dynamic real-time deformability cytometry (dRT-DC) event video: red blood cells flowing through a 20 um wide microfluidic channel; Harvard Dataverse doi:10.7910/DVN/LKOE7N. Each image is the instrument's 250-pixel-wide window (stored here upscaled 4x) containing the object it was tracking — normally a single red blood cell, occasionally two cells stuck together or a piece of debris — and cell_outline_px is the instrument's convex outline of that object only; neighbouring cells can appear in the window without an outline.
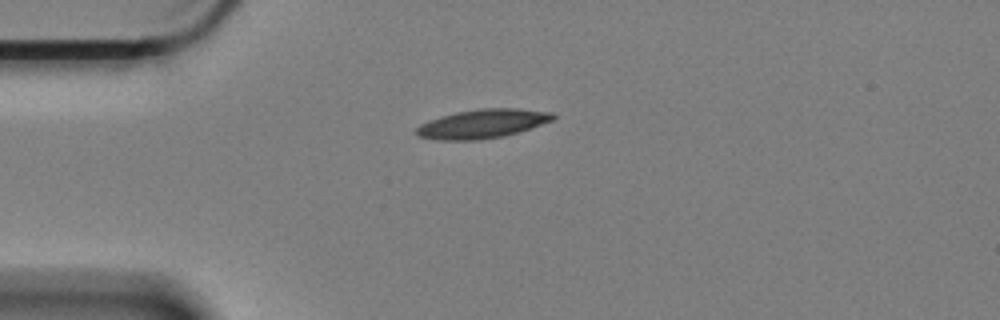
{"species": "Egyptian fruit bat (a non-hibernating species)", "species_latin": "Rousettus aegyptiacus", "temperature_condition": "cold", "stored_images_in_passage": 37, "camera_frame_rate_fps": 3000, "um_per_image_px": 0.085, "animal": {"sex": "female"}, "frame": {"image": 1, "passage_image": 1, "time_ms": 0.0, "image_size_px": [1000, 320], "cell_outline_px": [[556, 116], [552, 120], [504, 136], [480, 140], [436, 140], [416, 136], [416, 128], [420, 124], [428, 120], [456, 112], [480, 108], [520, 108], [552, 112]], "centroid_in_image_um": [40.96, 10.52], "position_along_channel_um": 44.0, "area_um2": 23.0}}
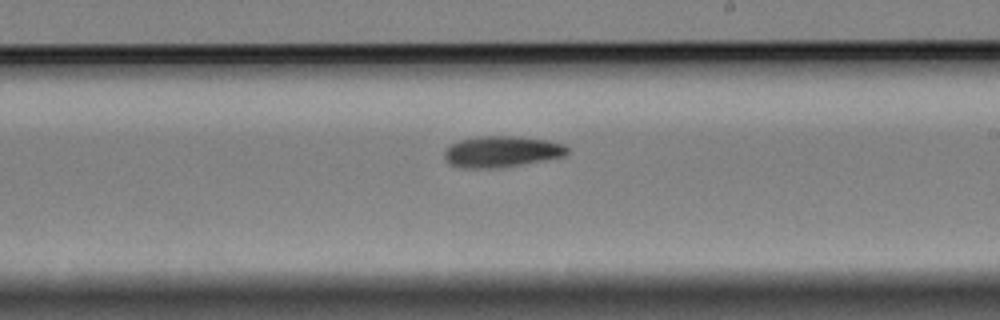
{"frame": {"image": 2, "passage_image": 21, "time_ms": 6.667, "image_size_px": [1000, 320], "cell_outline_px": [[568, 152], [564, 156], [520, 164], [496, 168], [460, 168], [448, 164], [444, 160], [444, 152], [452, 144], [460, 140], [480, 136], [516, 136], [548, 140], [564, 144], [568, 148]], "centroid_in_image_um": [42.61, 12.89], "position_along_channel_um": 246.4, "area_um2": 22.25}}
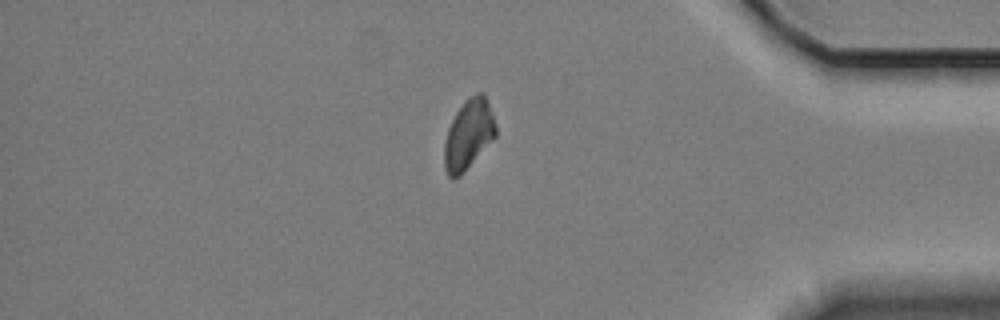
{"frame": {"image": 3, "passage_image": 37, "time_ms": 12.0, "image_size_px": [1000, 320], "cell_outline_px": [[496, 136], [464, 172], [460, 176], [452, 180], [448, 176], [444, 168], [444, 144], [448, 128], [456, 112], [464, 100], [476, 92], [484, 92], [492, 112], [496, 124]], "centroid_in_image_um": [39.82, 11.43], "position_along_channel_um": 395.4, "area_um2": 21.1}, "authors_computed_cell_mechanics": {"area_um2": 21.7328, "velocity_mm_per_s": 3.318, "shape_relaxation_time_tau1_ms": 9.5638, "shape_relaxation_time_tau2_ms": null, "deformation_change_tau1": 0.155, "deformation_change_tau2": null}}